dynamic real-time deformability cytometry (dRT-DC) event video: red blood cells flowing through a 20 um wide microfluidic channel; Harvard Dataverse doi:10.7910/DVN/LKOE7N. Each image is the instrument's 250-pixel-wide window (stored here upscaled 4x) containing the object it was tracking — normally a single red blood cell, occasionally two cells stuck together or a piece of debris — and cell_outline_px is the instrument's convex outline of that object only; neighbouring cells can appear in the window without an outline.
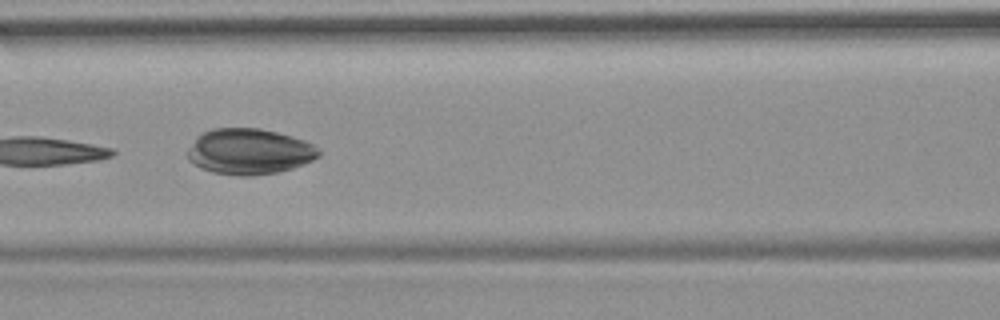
{"species": "common noctule bat (a hibernating species)", "species_latin": "Nyctalus noctula", "temperature_condition": "room temperature", "stored_images_in_passage": 6, "camera_frame_rate_fps": 3000, "um_per_image_px": 0.085, "animal": {"sex": "female", "body_mass_g": 19.9}, "frame": {"image": 1, "passage_image": 5, "time_ms": 4.667, "image_size_px": [1000, 320], "cell_outline_px": [[320, 156], [304, 164], [292, 168], [276, 172], [252, 176], [240, 176], [212, 172], [200, 168], [188, 160], [188, 148], [196, 136], [200, 132], [212, 128], [260, 128], [292, 136], [304, 140], [312, 144], [320, 152]], "centroid_in_image_um": [21.15, 12.87], "position_along_channel_um": 145.5, "area_um2": 35.14}}